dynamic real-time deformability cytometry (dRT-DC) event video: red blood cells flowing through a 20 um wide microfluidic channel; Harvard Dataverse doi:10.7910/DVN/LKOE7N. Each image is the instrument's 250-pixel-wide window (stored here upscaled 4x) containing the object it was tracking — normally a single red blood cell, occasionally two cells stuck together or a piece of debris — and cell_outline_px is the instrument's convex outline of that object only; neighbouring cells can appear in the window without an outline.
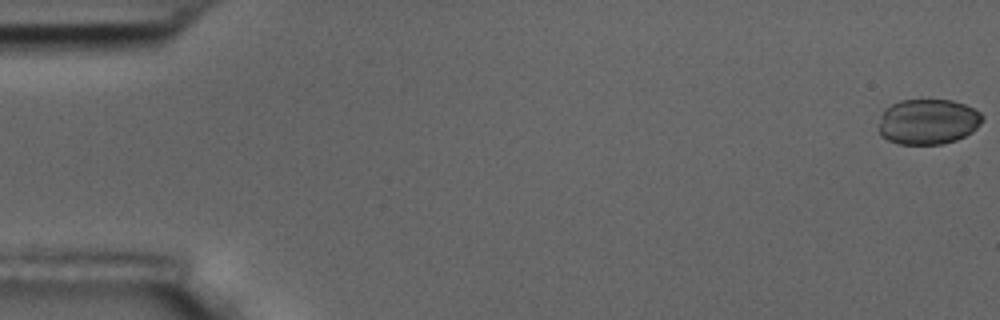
{"species": "common noctule bat (a hibernating species)", "species_latin": "Nyctalus noctula", "temperature_condition": "room temperature", "stored_images_in_passage": 5, "camera_frame_rate_fps": 3000, "um_per_image_px": 0.085, "animal": {"sex": "male", "body_mass_g": 17.5, "forearm_length_mm": 52.3}, "frame": {"image": 1, "passage_image": 1, "time_ms": 0.0, "image_size_px": [1000, 320], "cell_outline_px": [[984, 120], [972, 132], [956, 140], [944, 144], [896, 144], [880, 136], [876, 128], [880, 116], [884, 108], [900, 100], [952, 100], [964, 104], [980, 112], [984, 116]], "centroid_in_image_um": [78.83, 10.35], "position_along_channel_um": 6.2, "area_um2": 27.92}}
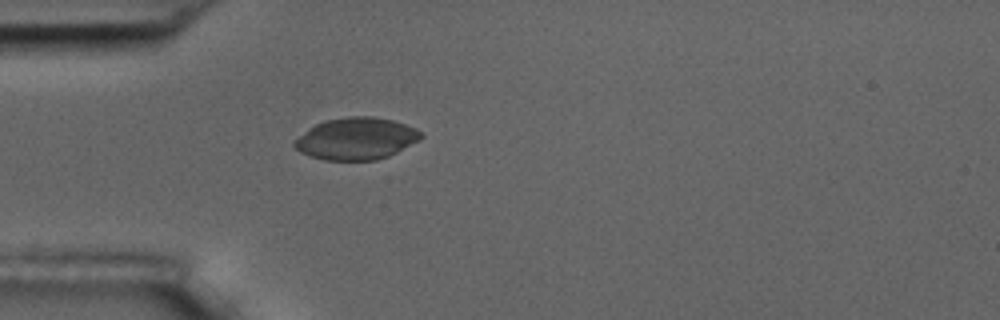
{"frame": {"image": 2, "passage_image": 5, "time_ms": 5.333, "image_size_px": [1000, 320], "cell_outline_px": [[424, 136], [420, 140], [388, 156], [376, 160], [324, 160], [300, 152], [292, 144], [292, 140], [308, 128], [324, 120], [348, 116], [372, 116], [392, 120], [416, 128], [424, 132]], "centroid_in_image_um": [30.27, 11.77], "position_along_channel_um": 54.7, "area_um2": 31.15}}